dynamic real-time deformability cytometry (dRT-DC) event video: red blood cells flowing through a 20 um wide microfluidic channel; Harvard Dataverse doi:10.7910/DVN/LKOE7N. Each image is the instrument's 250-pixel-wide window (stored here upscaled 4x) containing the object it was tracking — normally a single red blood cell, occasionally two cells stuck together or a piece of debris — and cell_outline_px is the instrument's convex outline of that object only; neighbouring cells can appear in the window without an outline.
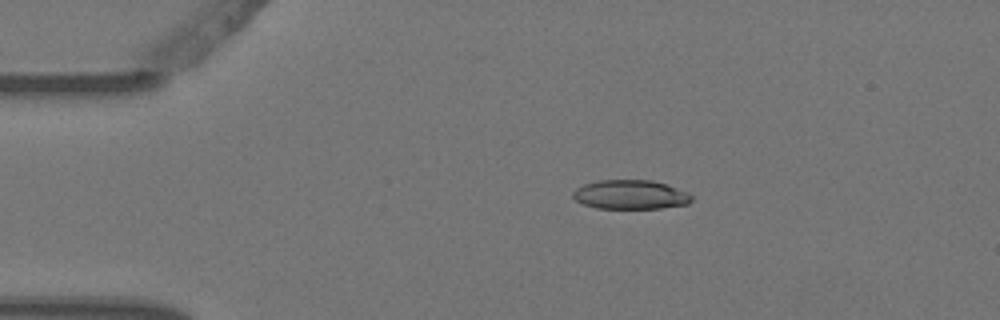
{"species": "Egyptian fruit bat (a non-hibernating species)", "species_latin": "Rousettus aegyptiacus", "temperature_condition": "warm", "stored_images_in_passage": 3, "camera_frame_rate_fps": 3000, "um_per_image_px": 0.085, "animal": {"sex": "female"}, "frame": {"image": 1, "passage_image": 1, "time_ms": 0.0, "image_size_px": [1000, 320], "cell_outline_px": [[692, 200], [688, 204], [660, 208], [596, 208], [584, 204], [576, 200], [572, 196], [572, 192], [576, 188], [584, 184], [596, 180], [652, 180], [668, 184], [688, 192], [692, 196]], "centroid_in_image_um": [53.6, 16.53], "position_along_channel_um": 31.4, "area_um2": 20.29}}
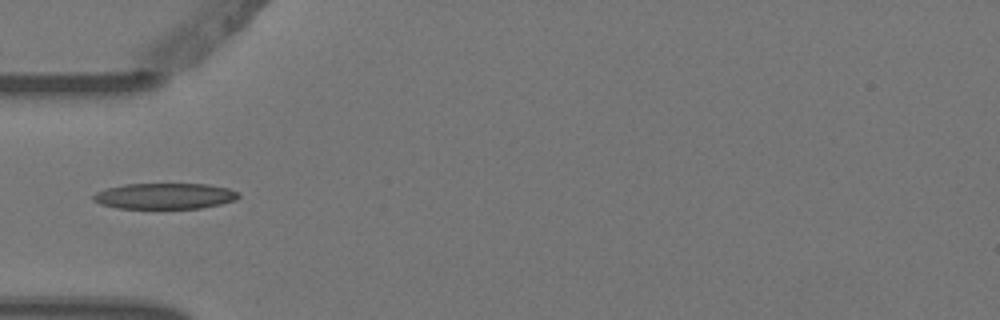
{"frame": {"image": 2, "passage_image": 3, "time_ms": 0.667, "image_size_px": [1000, 320], "cell_outline_px": [[240, 196], [236, 200], [220, 204], [200, 208], [116, 208], [100, 204], [92, 200], [92, 196], [96, 192], [108, 188], [124, 184], [208, 184], [228, 188], [236, 192]], "centroid_in_image_um": [13.98, 16.66], "position_along_channel_um": 71.0, "area_um2": 21.85}}